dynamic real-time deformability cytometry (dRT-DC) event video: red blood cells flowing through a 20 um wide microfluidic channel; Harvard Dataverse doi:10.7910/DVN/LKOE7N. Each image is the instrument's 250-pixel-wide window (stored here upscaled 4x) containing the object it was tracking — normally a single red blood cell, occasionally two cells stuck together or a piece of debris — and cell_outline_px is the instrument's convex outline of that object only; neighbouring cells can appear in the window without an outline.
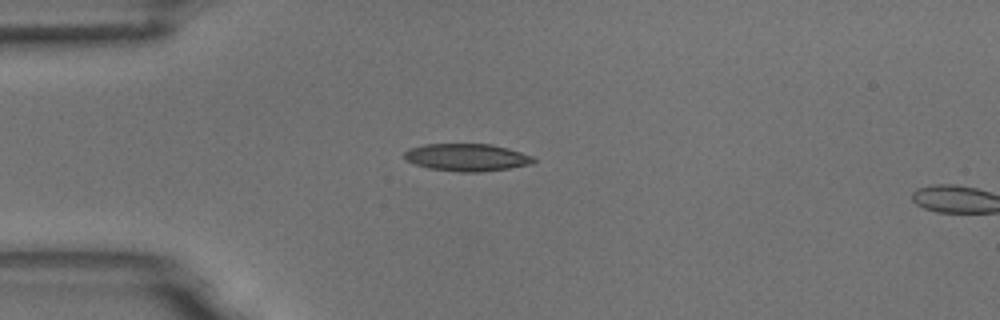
{"species": "common noctule bat (a hibernating species)", "species_latin": "Nyctalus noctula", "temperature_condition": "room temperature", "stored_images_in_passage": 4, "camera_frame_rate_fps": 3000, "um_per_image_px": 0.085, "animal": {"sex": "male", "body_mass_g": 18.8}, "frame": {"image": 1, "passage_image": 4, "time_ms": 1.0, "image_size_px": [1000, 320], "cell_outline_px": [[536, 160], [532, 164], [508, 168], [480, 172], [460, 172], [428, 168], [416, 164], [408, 160], [404, 156], [404, 152], [408, 148], [424, 144], [492, 144], [508, 148], [532, 156]], "centroid_in_image_um": [39.68, 13.37], "position_along_channel_um": 45.3, "area_um2": 20.58}}